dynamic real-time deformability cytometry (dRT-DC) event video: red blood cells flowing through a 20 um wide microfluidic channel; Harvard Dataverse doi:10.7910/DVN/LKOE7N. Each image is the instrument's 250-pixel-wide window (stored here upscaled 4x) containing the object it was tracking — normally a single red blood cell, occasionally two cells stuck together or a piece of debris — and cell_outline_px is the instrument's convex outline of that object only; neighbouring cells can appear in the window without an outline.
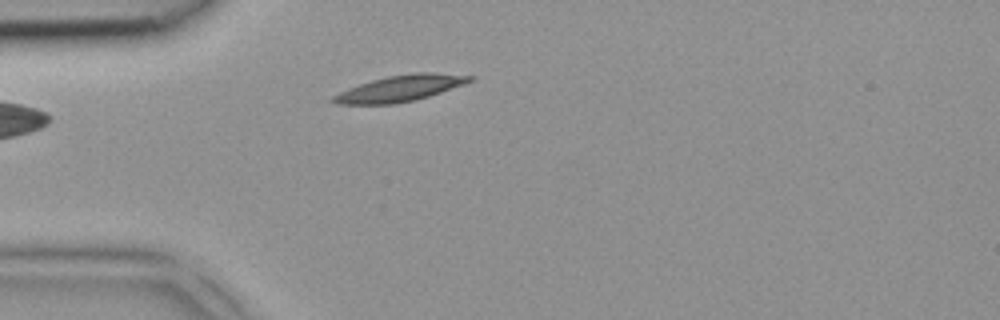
{"species": "common noctule bat (a hibernating species)", "species_latin": "Nyctalus noctula", "temperature_condition": "room temperature", "stored_images_in_passage": 1, "camera_frame_rate_fps": 3000, "um_per_image_px": 0.085, "animal": {"sex": "female", "body_mass_g": 18.4}, "frame": {"image": 1, "passage_image": 1, "time_ms": 0.0, "image_size_px": [1000, 320], "cell_outline_px": [[476, 80], [428, 96], [412, 100], [392, 104], [336, 104], [328, 100], [332, 96], [348, 88], [372, 80], [388, 76], [416, 72], [432, 72], [476, 76]], "centroid_in_image_um": [34.02, 7.5], "position_along_channel_um": 51.0, "area_um2": 20.69}}